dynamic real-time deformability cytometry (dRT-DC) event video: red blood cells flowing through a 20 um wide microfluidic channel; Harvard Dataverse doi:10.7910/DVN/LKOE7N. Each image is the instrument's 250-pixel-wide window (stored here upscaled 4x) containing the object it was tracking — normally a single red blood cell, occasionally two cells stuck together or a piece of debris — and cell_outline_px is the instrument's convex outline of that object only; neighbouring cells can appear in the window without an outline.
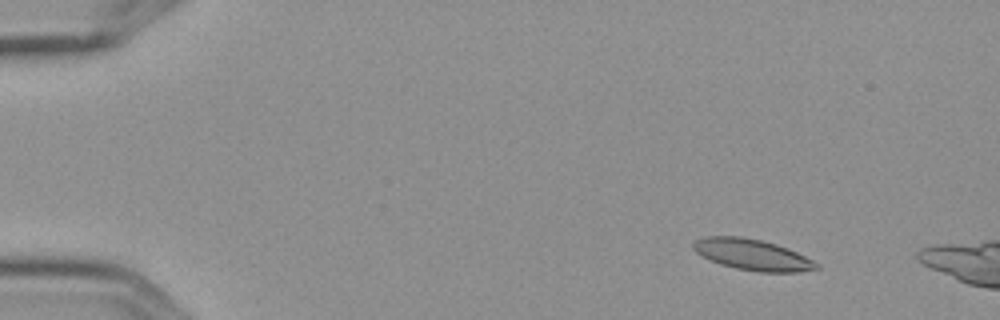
{"species": "Egyptian fruit bat (a non-hibernating species)", "species_latin": "Rousettus aegyptiacus", "temperature_condition": "cold", "stored_images_in_passage": 5, "camera_frame_rate_fps": 3000, "um_per_image_px": 0.085, "frame": {"image": 1, "passage_image": 2, "time_ms": 0.333, "image_size_px": [1000, 320], "cell_outline_px": [[820, 268], [800, 272], [760, 272], [736, 268], [720, 264], [696, 252], [692, 248], [692, 244], [696, 240], [704, 236], [740, 236], [760, 240], [776, 244], [796, 252], [820, 264]], "centroid_in_image_um": [63.95, 21.65], "position_along_channel_um": 21.0, "area_um2": 22.08}}